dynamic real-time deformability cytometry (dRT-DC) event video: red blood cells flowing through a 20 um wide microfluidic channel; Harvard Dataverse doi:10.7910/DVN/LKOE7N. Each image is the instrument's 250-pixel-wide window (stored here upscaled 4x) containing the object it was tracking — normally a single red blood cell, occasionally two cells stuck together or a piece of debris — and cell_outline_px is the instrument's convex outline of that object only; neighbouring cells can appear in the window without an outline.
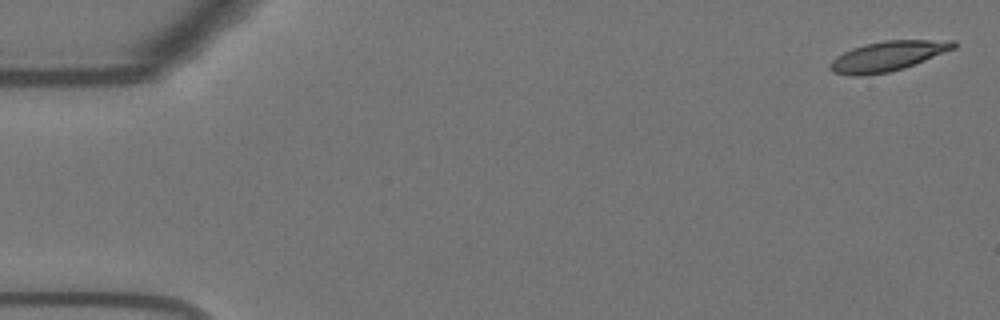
{"species": "Egyptian fruit bat (a non-hibernating species)", "species_latin": "Rousettus aegyptiacus", "temperature_condition": "warm", "stored_images_in_passage": 55, "camera_frame_rate_fps": 3000, "um_per_image_px": 0.085, "animal": {"sex": "female"}, "frame": {"image": 1, "passage_image": 1, "time_ms": 0.0, "image_size_px": [1000, 320], "cell_outline_px": [[956, 48], [904, 68], [888, 72], [860, 76], [852, 76], [832, 72], [828, 68], [828, 64], [836, 56], [852, 48], [864, 44], [884, 40], [956, 40]], "centroid_in_image_um": [75.43, 4.77], "position_along_channel_um": 9.6, "area_um2": 21.62}}
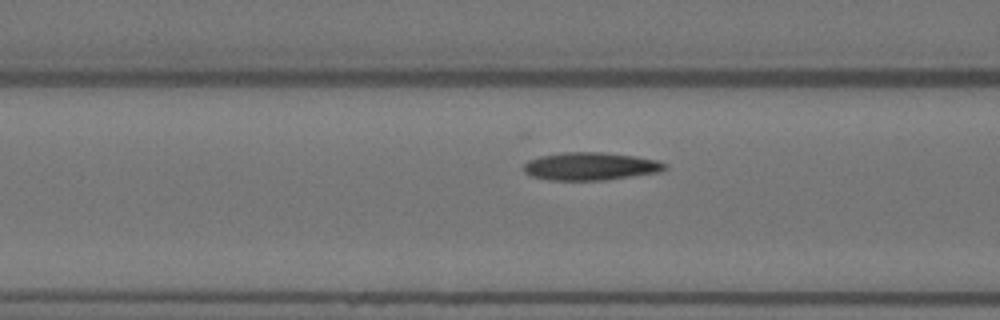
{"frame": {"image": 2, "passage_image": 21, "time_ms": 6.667, "image_size_px": [1000, 320], "cell_outline_px": [[668, 168], [660, 172], [604, 180], [548, 180], [532, 176], [524, 172], [524, 164], [528, 160], [540, 156], [560, 152], [604, 152], [636, 156], [660, 160], [668, 164]], "centroid_in_image_um": [50.23, 14.12], "position_along_channel_um": 116.4, "area_um2": 23.18}}
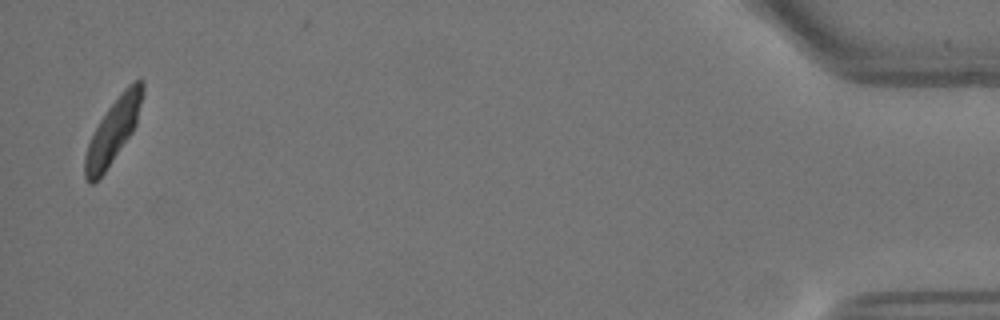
{"frame": {"image": 3, "passage_image": 54, "time_ms": 17.667, "image_size_px": [1000, 320], "cell_outline_px": [[144, 92], [136, 124], [132, 132], [104, 172], [92, 184], [88, 184], [84, 176], [84, 156], [88, 144], [100, 120], [108, 108], [124, 88], [128, 84], [136, 80], [144, 80]], "centroid_in_image_um": [9.62, 11.11], "position_along_channel_um": 425.6, "area_um2": 21.1}, "authors_computed_cell_mechanics": {"area_um2": 22.3108, "velocity_mm_per_s": 3.6117, "shape_relaxation_time_tau1_ms": 5.833, "shape_relaxation_time_tau2_ms": 1.8514, "deformation_change_tau1": 0.1827, "deformation_change_tau2": 0.0699}}